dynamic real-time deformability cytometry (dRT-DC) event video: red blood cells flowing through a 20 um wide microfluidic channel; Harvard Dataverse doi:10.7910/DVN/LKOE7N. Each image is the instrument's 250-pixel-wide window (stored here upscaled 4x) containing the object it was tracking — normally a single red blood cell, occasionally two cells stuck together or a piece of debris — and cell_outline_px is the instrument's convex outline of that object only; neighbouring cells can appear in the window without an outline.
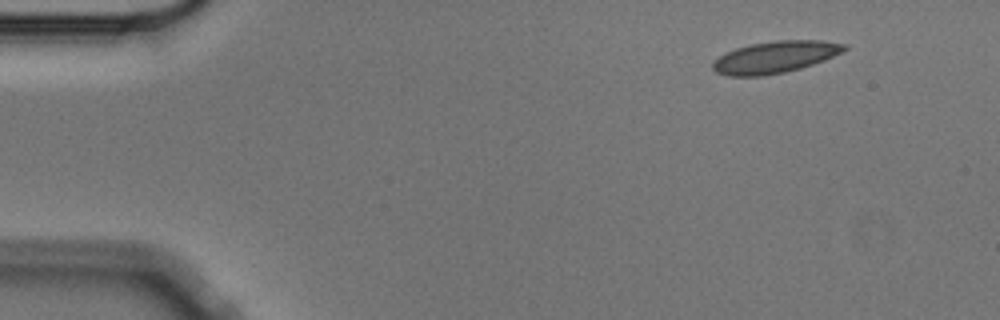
{"species": "Egyptian fruit bat (a non-hibernating species)", "species_latin": "Rousettus aegyptiacus", "temperature_condition": "cold", "stored_images_in_passage": 3, "camera_frame_rate_fps": 3000, "um_per_image_px": 0.085, "animal": {"sex": "male"}, "frame": {"image": 1, "passage_image": 1, "time_ms": 0.0, "image_size_px": [1000, 320], "cell_outline_px": [[848, 48], [824, 60], [800, 68], [784, 72], [760, 76], [728, 76], [716, 72], [712, 68], [712, 64], [720, 56], [736, 48], [752, 44], [776, 40], [820, 40], [848, 44]], "centroid_in_image_um": [65.89, 4.85], "position_along_channel_um": 19.1, "area_um2": 24.1}}
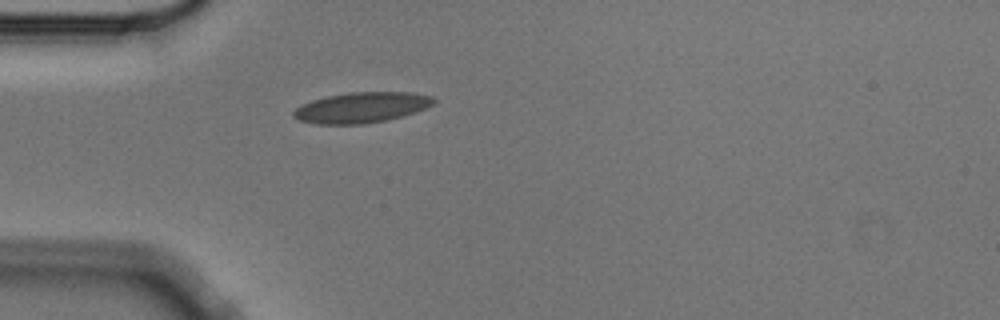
{"frame": {"image": 2, "passage_image": 3, "time_ms": 0.667, "image_size_px": [1000, 320], "cell_outline_px": [[436, 100], [432, 104], [416, 112], [388, 120], [364, 124], [316, 124], [300, 120], [292, 116], [292, 112], [300, 104], [312, 100], [328, 96], [352, 92], [412, 92], [432, 96]], "centroid_in_image_um": [30.72, 9.14], "position_along_channel_um": 54.3, "area_um2": 24.97}}